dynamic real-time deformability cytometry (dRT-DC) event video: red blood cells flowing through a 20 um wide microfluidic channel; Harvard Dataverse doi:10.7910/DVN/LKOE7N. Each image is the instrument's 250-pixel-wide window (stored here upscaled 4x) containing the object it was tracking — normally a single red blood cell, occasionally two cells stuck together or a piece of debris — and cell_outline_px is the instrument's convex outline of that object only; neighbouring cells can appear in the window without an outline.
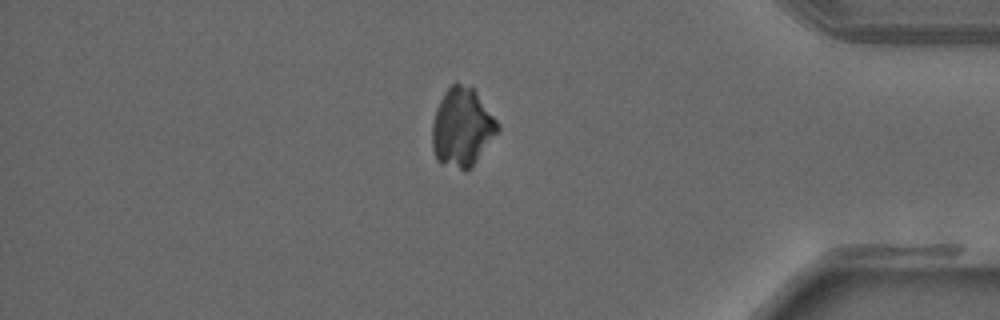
{"species": "common noctule bat (a hibernating species)", "species_latin": "Nyctalus noctula", "temperature_condition": "warm", "stored_images_in_passage": 34, "camera_frame_rate_fps": 3000, "um_per_image_px": 0.085, "animal": {"sex": "male", "forearm_length_mm": 52.5}, "frame": {"image": 1, "passage_image": 28, "time_ms": 9.0, "image_size_px": [1000, 320], "cell_outline_px": [[500, 128], [476, 160], [464, 172], [440, 164], [436, 160], [432, 148], [432, 124], [436, 108], [444, 92], [456, 80], [472, 88], [476, 92], [500, 124]], "centroid_in_image_um": [39.24, 10.83], "position_along_channel_um": 396.0, "area_um2": 30.0}}
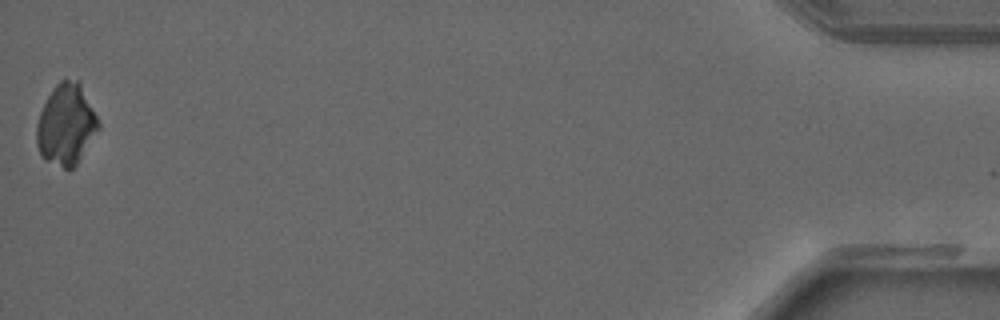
{"frame": {"image": 2, "passage_image": 34, "time_ms": 11.0, "image_size_px": [1000, 320], "cell_outline_px": [[100, 128], [76, 164], [68, 172], [44, 160], [40, 156], [36, 144], [36, 124], [40, 112], [48, 96], [56, 84], [64, 76], [80, 80], [100, 124]], "centroid_in_image_um": [5.61, 10.59], "position_along_channel_um": 429.6, "area_um2": 29.71}}